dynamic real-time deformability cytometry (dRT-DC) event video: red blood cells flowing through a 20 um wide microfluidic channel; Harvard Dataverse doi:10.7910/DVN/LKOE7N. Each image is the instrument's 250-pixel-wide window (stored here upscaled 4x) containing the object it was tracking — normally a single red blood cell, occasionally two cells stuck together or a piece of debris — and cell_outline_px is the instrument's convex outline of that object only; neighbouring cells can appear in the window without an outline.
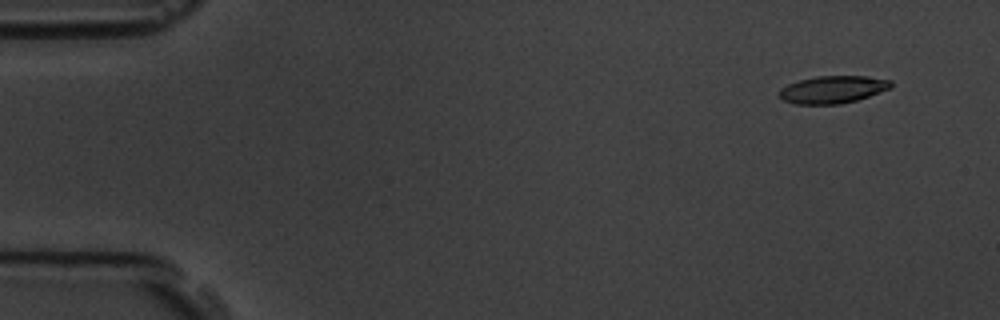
{"species": "common noctule bat (a hibernating species)", "species_latin": "Nyctalus noctula", "temperature_condition": "room temperature", "stored_images_in_passage": 7, "camera_frame_rate_fps": 3000, "um_per_image_px": 0.085, "animal": {"sex": "male", "body_mass_g": 19.5, "forearm_length_mm": 54.6}, "frame": {"image": 1, "passage_image": 1, "time_ms": 0.0, "image_size_px": [1000, 320], "cell_outline_px": [[892, 88], [856, 100], [840, 104], [796, 104], [784, 100], [780, 96], [780, 88], [788, 84], [800, 80], [816, 76], [868, 76], [892, 80]], "centroid_in_image_um": [70.82, 7.6], "position_along_channel_um": 14.2, "area_um2": 17.8}}
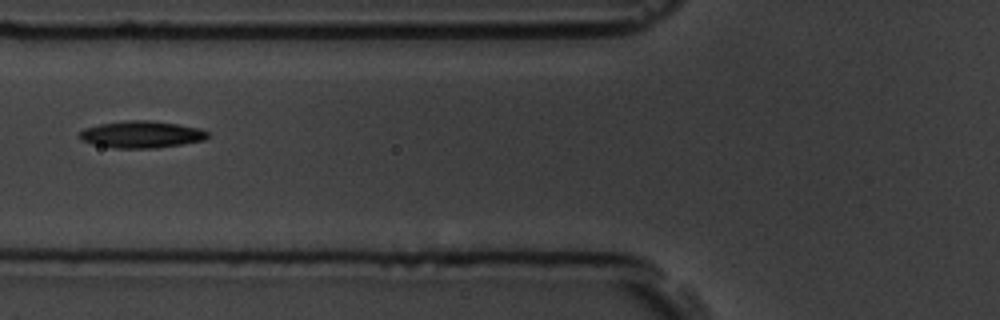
{"frame": {"image": 2, "passage_image": 6, "time_ms": 5.667, "image_size_px": [1000, 320], "cell_outline_px": [[208, 136], [204, 140], [156, 148], [112, 148], [92, 144], [80, 140], [80, 132], [84, 128], [100, 124], [128, 120], [148, 120], [180, 124], [200, 128], [208, 132]], "centroid_in_image_um": [12.01, 11.42], "position_along_channel_um": 113.8, "area_um2": 20.11}}
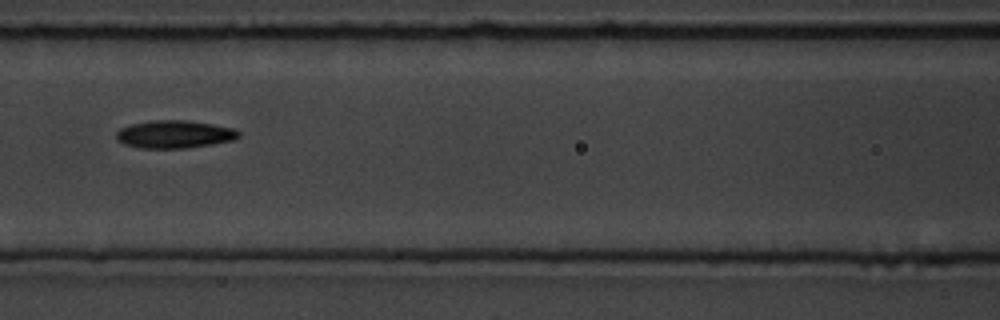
{"frame": {"image": 3, "passage_image": 7, "time_ms": 6.667, "image_size_px": [1000, 320], "cell_outline_px": [[240, 136], [236, 140], [188, 148], [140, 148], [124, 144], [116, 140], [116, 132], [120, 128], [132, 124], [152, 120], [188, 120], [212, 124], [232, 128], [240, 132]], "centroid_in_image_um": [14.83, 11.42], "position_along_channel_um": 151.8, "area_um2": 19.94}}